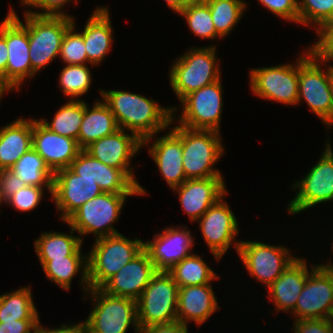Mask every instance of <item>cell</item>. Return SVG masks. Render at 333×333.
Instances as JSON below:
<instances>
[{"label":"cell","instance_id":"1","mask_svg":"<svg viewBox=\"0 0 333 333\" xmlns=\"http://www.w3.org/2000/svg\"><path fill=\"white\" fill-rule=\"evenodd\" d=\"M102 100L113 113L119 129L135 134L142 146L150 144L153 135L170 128L176 107L160 106L142 95L120 90H100Z\"/></svg>","mask_w":333,"mask_h":333},{"label":"cell","instance_id":"2","mask_svg":"<svg viewBox=\"0 0 333 333\" xmlns=\"http://www.w3.org/2000/svg\"><path fill=\"white\" fill-rule=\"evenodd\" d=\"M329 62L330 60L326 57L313 53L310 48H307L298 58L297 104L304 100L310 111L314 112L326 127L333 126ZM322 64L326 65L325 71Z\"/></svg>","mask_w":333,"mask_h":333},{"label":"cell","instance_id":"3","mask_svg":"<svg viewBox=\"0 0 333 333\" xmlns=\"http://www.w3.org/2000/svg\"><path fill=\"white\" fill-rule=\"evenodd\" d=\"M171 129L182 141V162L186 180L223 177L218 169L213 168L225 152L220 132L190 129L180 125Z\"/></svg>","mask_w":333,"mask_h":333},{"label":"cell","instance_id":"4","mask_svg":"<svg viewBox=\"0 0 333 333\" xmlns=\"http://www.w3.org/2000/svg\"><path fill=\"white\" fill-rule=\"evenodd\" d=\"M216 51L214 45L192 47L172 64L169 82L179 101L188 94L221 79L218 64L220 62L216 58Z\"/></svg>","mask_w":333,"mask_h":333},{"label":"cell","instance_id":"5","mask_svg":"<svg viewBox=\"0 0 333 333\" xmlns=\"http://www.w3.org/2000/svg\"><path fill=\"white\" fill-rule=\"evenodd\" d=\"M143 249L141 239L131 240L121 233L95 239L88 253L90 288H101Z\"/></svg>","mask_w":333,"mask_h":333},{"label":"cell","instance_id":"6","mask_svg":"<svg viewBox=\"0 0 333 333\" xmlns=\"http://www.w3.org/2000/svg\"><path fill=\"white\" fill-rule=\"evenodd\" d=\"M88 293L94 302L82 322L86 333H126L130 325L135 333L140 332L137 301L107 294L101 288H90Z\"/></svg>","mask_w":333,"mask_h":333},{"label":"cell","instance_id":"7","mask_svg":"<svg viewBox=\"0 0 333 333\" xmlns=\"http://www.w3.org/2000/svg\"><path fill=\"white\" fill-rule=\"evenodd\" d=\"M138 193H110L92 198L79 207L65 223L70 225L83 242V235L94 234L97 238L119 234L112 224L120 217L127 197Z\"/></svg>","mask_w":333,"mask_h":333},{"label":"cell","instance_id":"8","mask_svg":"<svg viewBox=\"0 0 333 333\" xmlns=\"http://www.w3.org/2000/svg\"><path fill=\"white\" fill-rule=\"evenodd\" d=\"M179 287L166 271H157L137 300L140 329L178 321Z\"/></svg>","mask_w":333,"mask_h":333},{"label":"cell","instance_id":"9","mask_svg":"<svg viewBox=\"0 0 333 333\" xmlns=\"http://www.w3.org/2000/svg\"><path fill=\"white\" fill-rule=\"evenodd\" d=\"M74 17L28 13L29 57L32 77L59 56L61 43Z\"/></svg>","mask_w":333,"mask_h":333},{"label":"cell","instance_id":"10","mask_svg":"<svg viewBox=\"0 0 333 333\" xmlns=\"http://www.w3.org/2000/svg\"><path fill=\"white\" fill-rule=\"evenodd\" d=\"M6 18L0 23V35L6 40L8 62L6 67V85L19 90L21 84L32 78V66L29 57L28 12L24 23L12 6Z\"/></svg>","mask_w":333,"mask_h":333},{"label":"cell","instance_id":"11","mask_svg":"<svg viewBox=\"0 0 333 333\" xmlns=\"http://www.w3.org/2000/svg\"><path fill=\"white\" fill-rule=\"evenodd\" d=\"M317 163L291 186L298 189L288 204L289 214L295 215L323 202L333 201V151L329 140Z\"/></svg>","mask_w":333,"mask_h":333},{"label":"cell","instance_id":"12","mask_svg":"<svg viewBox=\"0 0 333 333\" xmlns=\"http://www.w3.org/2000/svg\"><path fill=\"white\" fill-rule=\"evenodd\" d=\"M311 270L290 313L295 320L333 319V263L314 264Z\"/></svg>","mask_w":333,"mask_h":333},{"label":"cell","instance_id":"13","mask_svg":"<svg viewBox=\"0 0 333 333\" xmlns=\"http://www.w3.org/2000/svg\"><path fill=\"white\" fill-rule=\"evenodd\" d=\"M221 79L185 96L181 101L180 126L190 129L214 130L220 132L223 109V87Z\"/></svg>","mask_w":333,"mask_h":333},{"label":"cell","instance_id":"14","mask_svg":"<svg viewBox=\"0 0 333 333\" xmlns=\"http://www.w3.org/2000/svg\"><path fill=\"white\" fill-rule=\"evenodd\" d=\"M237 253L250 277L267 288L297 259L285 246L258 241L241 240Z\"/></svg>","mask_w":333,"mask_h":333},{"label":"cell","instance_id":"15","mask_svg":"<svg viewBox=\"0 0 333 333\" xmlns=\"http://www.w3.org/2000/svg\"><path fill=\"white\" fill-rule=\"evenodd\" d=\"M250 89L256 96L286 105H297L298 59L294 64L253 68L249 72Z\"/></svg>","mask_w":333,"mask_h":333},{"label":"cell","instance_id":"16","mask_svg":"<svg viewBox=\"0 0 333 333\" xmlns=\"http://www.w3.org/2000/svg\"><path fill=\"white\" fill-rule=\"evenodd\" d=\"M69 168L81 178L94 180L103 192L146 195V190L137 182L132 169L108 166L84 149L79 152Z\"/></svg>","mask_w":333,"mask_h":333},{"label":"cell","instance_id":"17","mask_svg":"<svg viewBox=\"0 0 333 333\" xmlns=\"http://www.w3.org/2000/svg\"><path fill=\"white\" fill-rule=\"evenodd\" d=\"M224 198L225 196L196 221L207 247L216 260L221 259L234 242L235 251L238 252L241 242L235 240L239 234L238 222Z\"/></svg>","mask_w":333,"mask_h":333},{"label":"cell","instance_id":"18","mask_svg":"<svg viewBox=\"0 0 333 333\" xmlns=\"http://www.w3.org/2000/svg\"><path fill=\"white\" fill-rule=\"evenodd\" d=\"M99 185L92 179L81 178L69 167L54 173L52 182V200L56 210L61 212L62 221H66L85 202L102 194Z\"/></svg>","mask_w":333,"mask_h":333},{"label":"cell","instance_id":"19","mask_svg":"<svg viewBox=\"0 0 333 333\" xmlns=\"http://www.w3.org/2000/svg\"><path fill=\"white\" fill-rule=\"evenodd\" d=\"M193 236L187 226L166 227L162 232L154 234L153 240L144 241V249L148 252L157 271H168L176 263L192 254Z\"/></svg>","mask_w":333,"mask_h":333},{"label":"cell","instance_id":"20","mask_svg":"<svg viewBox=\"0 0 333 333\" xmlns=\"http://www.w3.org/2000/svg\"><path fill=\"white\" fill-rule=\"evenodd\" d=\"M156 273L157 270L148 252L143 249L112 276L101 289L107 294L137 301Z\"/></svg>","mask_w":333,"mask_h":333},{"label":"cell","instance_id":"21","mask_svg":"<svg viewBox=\"0 0 333 333\" xmlns=\"http://www.w3.org/2000/svg\"><path fill=\"white\" fill-rule=\"evenodd\" d=\"M226 188L223 177H211L185 180L172 190L174 193H178L182 209L190 221L194 222L228 194Z\"/></svg>","mask_w":333,"mask_h":333},{"label":"cell","instance_id":"22","mask_svg":"<svg viewBox=\"0 0 333 333\" xmlns=\"http://www.w3.org/2000/svg\"><path fill=\"white\" fill-rule=\"evenodd\" d=\"M32 148L53 173L70 167L82 150L77 140L51 132L38 119H32Z\"/></svg>","mask_w":333,"mask_h":333},{"label":"cell","instance_id":"23","mask_svg":"<svg viewBox=\"0 0 333 333\" xmlns=\"http://www.w3.org/2000/svg\"><path fill=\"white\" fill-rule=\"evenodd\" d=\"M119 129L114 134L100 138L84 150L102 163L117 169H133L131 159L138 153L142 141L133 133Z\"/></svg>","mask_w":333,"mask_h":333},{"label":"cell","instance_id":"24","mask_svg":"<svg viewBox=\"0 0 333 333\" xmlns=\"http://www.w3.org/2000/svg\"><path fill=\"white\" fill-rule=\"evenodd\" d=\"M153 142L148 152L163 178L171 189L180 186L186 180L180 137L171 129Z\"/></svg>","mask_w":333,"mask_h":333},{"label":"cell","instance_id":"25","mask_svg":"<svg viewBox=\"0 0 333 333\" xmlns=\"http://www.w3.org/2000/svg\"><path fill=\"white\" fill-rule=\"evenodd\" d=\"M211 284L179 287L177 319L188 325L194 321L198 326L219 310L217 298Z\"/></svg>","mask_w":333,"mask_h":333},{"label":"cell","instance_id":"26","mask_svg":"<svg viewBox=\"0 0 333 333\" xmlns=\"http://www.w3.org/2000/svg\"><path fill=\"white\" fill-rule=\"evenodd\" d=\"M309 269L305 259L298 257L267 288L268 296L274 303L277 312L285 311L288 313L295 308L299 294L311 272Z\"/></svg>","mask_w":333,"mask_h":333},{"label":"cell","instance_id":"27","mask_svg":"<svg viewBox=\"0 0 333 333\" xmlns=\"http://www.w3.org/2000/svg\"><path fill=\"white\" fill-rule=\"evenodd\" d=\"M107 6L97 7L88 18L83 31L85 50L89 64L99 65L111 50L113 27Z\"/></svg>","mask_w":333,"mask_h":333},{"label":"cell","instance_id":"28","mask_svg":"<svg viewBox=\"0 0 333 333\" xmlns=\"http://www.w3.org/2000/svg\"><path fill=\"white\" fill-rule=\"evenodd\" d=\"M32 148V118H18L0 129V170L11 169Z\"/></svg>","mask_w":333,"mask_h":333},{"label":"cell","instance_id":"29","mask_svg":"<svg viewBox=\"0 0 333 333\" xmlns=\"http://www.w3.org/2000/svg\"><path fill=\"white\" fill-rule=\"evenodd\" d=\"M119 127L108 105L97 100L92 108L85 103L83 120L78 134V145L85 149L91 143L114 134Z\"/></svg>","mask_w":333,"mask_h":333},{"label":"cell","instance_id":"30","mask_svg":"<svg viewBox=\"0 0 333 333\" xmlns=\"http://www.w3.org/2000/svg\"><path fill=\"white\" fill-rule=\"evenodd\" d=\"M45 276L64 290H69L75 275L80 272L83 292L90 290L88 256H66L59 259H39Z\"/></svg>","mask_w":333,"mask_h":333},{"label":"cell","instance_id":"31","mask_svg":"<svg viewBox=\"0 0 333 333\" xmlns=\"http://www.w3.org/2000/svg\"><path fill=\"white\" fill-rule=\"evenodd\" d=\"M71 228V233H58L55 231L43 232L34 241L35 252L38 259H59L66 256H88L82 254V244L79 236H74L75 230Z\"/></svg>","mask_w":333,"mask_h":333},{"label":"cell","instance_id":"32","mask_svg":"<svg viewBox=\"0 0 333 333\" xmlns=\"http://www.w3.org/2000/svg\"><path fill=\"white\" fill-rule=\"evenodd\" d=\"M31 292L27 286L0 295V321L39 320Z\"/></svg>","mask_w":333,"mask_h":333},{"label":"cell","instance_id":"33","mask_svg":"<svg viewBox=\"0 0 333 333\" xmlns=\"http://www.w3.org/2000/svg\"><path fill=\"white\" fill-rule=\"evenodd\" d=\"M167 272L173 277L178 287L209 284L214 279L220 278L203 258L193 252Z\"/></svg>","mask_w":333,"mask_h":333},{"label":"cell","instance_id":"34","mask_svg":"<svg viewBox=\"0 0 333 333\" xmlns=\"http://www.w3.org/2000/svg\"><path fill=\"white\" fill-rule=\"evenodd\" d=\"M11 169L26 185L46 187L52 195L54 173L33 148L23 154Z\"/></svg>","mask_w":333,"mask_h":333},{"label":"cell","instance_id":"35","mask_svg":"<svg viewBox=\"0 0 333 333\" xmlns=\"http://www.w3.org/2000/svg\"><path fill=\"white\" fill-rule=\"evenodd\" d=\"M84 109V100H69L57 110L52 122L49 123L44 118L39 119V121L51 132L73 138L78 142V134L83 120Z\"/></svg>","mask_w":333,"mask_h":333},{"label":"cell","instance_id":"36","mask_svg":"<svg viewBox=\"0 0 333 333\" xmlns=\"http://www.w3.org/2000/svg\"><path fill=\"white\" fill-rule=\"evenodd\" d=\"M205 2L210 8L216 33L221 38L231 33L247 7L244 0H205Z\"/></svg>","mask_w":333,"mask_h":333},{"label":"cell","instance_id":"37","mask_svg":"<svg viewBox=\"0 0 333 333\" xmlns=\"http://www.w3.org/2000/svg\"><path fill=\"white\" fill-rule=\"evenodd\" d=\"M59 76V88L64 96H70V100H79L78 97L86 94L92 84L91 72L86 64L66 65Z\"/></svg>","mask_w":333,"mask_h":333},{"label":"cell","instance_id":"38","mask_svg":"<svg viewBox=\"0 0 333 333\" xmlns=\"http://www.w3.org/2000/svg\"><path fill=\"white\" fill-rule=\"evenodd\" d=\"M178 14L186 19L191 32L197 37L211 40L221 38L216 33L210 8L205 1L199 4L185 6Z\"/></svg>","mask_w":333,"mask_h":333},{"label":"cell","instance_id":"39","mask_svg":"<svg viewBox=\"0 0 333 333\" xmlns=\"http://www.w3.org/2000/svg\"><path fill=\"white\" fill-rule=\"evenodd\" d=\"M299 24L316 32L333 17V0H298Z\"/></svg>","mask_w":333,"mask_h":333},{"label":"cell","instance_id":"40","mask_svg":"<svg viewBox=\"0 0 333 333\" xmlns=\"http://www.w3.org/2000/svg\"><path fill=\"white\" fill-rule=\"evenodd\" d=\"M67 29L59 52V57L66 65H84L89 60L85 50V44L82 33L75 30L76 23Z\"/></svg>","mask_w":333,"mask_h":333},{"label":"cell","instance_id":"41","mask_svg":"<svg viewBox=\"0 0 333 333\" xmlns=\"http://www.w3.org/2000/svg\"><path fill=\"white\" fill-rule=\"evenodd\" d=\"M44 195L43 187L27 185L16 191L5 203L13 206L17 211L28 212L34 210Z\"/></svg>","mask_w":333,"mask_h":333},{"label":"cell","instance_id":"42","mask_svg":"<svg viewBox=\"0 0 333 333\" xmlns=\"http://www.w3.org/2000/svg\"><path fill=\"white\" fill-rule=\"evenodd\" d=\"M267 10L285 21L299 24L298 0H258Z\"/></svg>","mask_w":333,"mask_h":333},{"label":"cell","instance_id":"43","mask_svg":"<svg viewBox=\"0 0 333 333\" xmlns=\"http://www.w3.org/2000/svg\"><path fill=\"white\" fill-rule=\"evenodd\" d=\"M72 0H27L23 5H26L27 8L33 7L34 9H41L42 12L27 10L24 12H28L35 15H51V16H70L62 9L63 7ZM75 4L78 0L74 1Z\"/></svg>","mask_w":333,"mask_h":333},{"label":"cell","instance_id":"44","mask_svg":"<svg viewBox=\"0 0 333 333\" xmlns=\"http://www.w3.org/2000/svg\"><path fill=\"white\" fill-rule=\"evenodd\" d=\"M316 34L319 39L313 45H310V49L319 56L327 57L333 51V17Z\"/></svg>","mask_w":333,"mask_h":333},{"label":"cell","instance_id":"45","mask_svg":"<svg viewBox=\"0 0 333 333\" xmlns=\"http://www.w3.org/2000/svg\"><path fill=\"white\" fill-rule=\"evenodd\" d=\"M26 186V183L19 179L12 169L0 170V200L2 204H5L16 191Z\"/></svg>","mask_w":333,"mask_h":333},{"label":"cell","instance_id":"46","mask_svg":"<svg viewBox=\"0 0 333 333\" xmlns=\"http://www.w3.org/2000/svg\"><path fill=\"white\" fill-rule=\"evenodd\" d=\"M294 333H333V319L294 320Z\"/></svg>","mask_w":333,"mask_h":333},{"label":"cell","instance_id":"47","mask_svg":"<svg viewBox=\"0 0 333 333\" xmlns=\"http://www.w3.org/2000/svg\"><path fill=\"white\" fill-rule=\"evenodd\" d=\"M39 320L0 321V333H34Z\"/></svg>","mask_w":333,"mask_h":333},{"label":"cell","instance_id":"48","mask_svg":"<svg viewBox=\"0 0 333 333\" xmlns=\"http://www.w3.org/2000/svg\"><path fill=\"white\" fill-rule=\"evenodd\" d=\"M139 333H188V325L176 321L169 324L149 326L140 329Z\"/></svg>","mask_w":333,"mask_h":333},{"label":"cell","instance_id":"49","mask_svg":"<svg viewBox=\"0 0 333 333\" xmlns=\"http://www.w3.org/2000/svg\"><path fill=\"white\" fill-rule=\"evenodd\" d=\"M41 323L38 324L36 328V333H86L82 322H77V324H61V327L56 328H43Z\"/></svg>","mask_w":333,"mask_h":333},{"label":"cell","instance_id":"50","mask_svg":"<svg viewBox=\"0 0 333 333\" xmlns=\"http://www.w3.org/2000/svg\"><path fill=\"white\" fill-rule=\"evenodd\" d=\"M8 62V51L6 40L0 35V82L6 84V67Z\"/></svg>","mask_w":333,"mask_h":333},{"label":"cell","instance_id":"51","mask_svg":"<svg viewBox=\"0 0 333 333\" xmlns=\"http://www.w3.org/2000/svg\"><path fill=\"white\" fill-rule=\"evenodd\" d=\"M205 0H179V12L183 7L189 5H195L204 2Z\"/></svg>","mask_w":333,"mask_h":333},{"label":"cell","instance_id":"52","mask_svg":"<svg viewBox=\"0 0 333 333\" xmlns=\"http://www.w3.org/2000/svg\"><path fill=\"white\" fill-rule=\"evenodd\" d=\"M167 6L176 13H179V0H165Z\"/></svg>","mask_w":333,"mask_h":333},{"label":"cell","instance_id":"53","mask_svg":"<svg viewBox=\"0 0 333 333\" xmlns=\"http://www.w3.org/2000/svg\"><path fill=\"white\" fill-rule=\"evenodd\" d=\"M10 91H13V89L10 86H8L6 84H0V102L3 97V94L5 95L6 92H10Z\"/></svg>","mask_w":333,"mask_h":333},{"label":"cell","instance_id":"54","mask_svg":"<svg viewBox=\"0 0 333 333\" xmlns=\"http://www.w3.org/2000/svg\"><path fill=\"white\" fill-rule=\"evenodd\" d=\"M330 88H331L332 100H333V65H330Z\"/></svg>","mask_w":333,"mask_h":333},{"label":"cell","instance_id":"55","mask_svg":"<svg viewBox=\"0 0 333 333\" xmlns=\"http://www.w3.org/2000/svg\"><path fill=\"white\" fill-rule=\"evenodd\" d=\"M326 58L333 61V51Z\"/></svg>","mask_w":333,"mask_h":333},{"label":"cell","instance_id":"56","mask_svg":"<svg viewBox=\"0 0 333 333\" xmlns=\"http://www.w3.org/2000/svg\"><path fill=\"white\" fill-rule=\"evenodd\" d=\"M27 0H21V4L23 5Z\"/></svg>","mask_w":333,"mask_h":333}]
</instances>
